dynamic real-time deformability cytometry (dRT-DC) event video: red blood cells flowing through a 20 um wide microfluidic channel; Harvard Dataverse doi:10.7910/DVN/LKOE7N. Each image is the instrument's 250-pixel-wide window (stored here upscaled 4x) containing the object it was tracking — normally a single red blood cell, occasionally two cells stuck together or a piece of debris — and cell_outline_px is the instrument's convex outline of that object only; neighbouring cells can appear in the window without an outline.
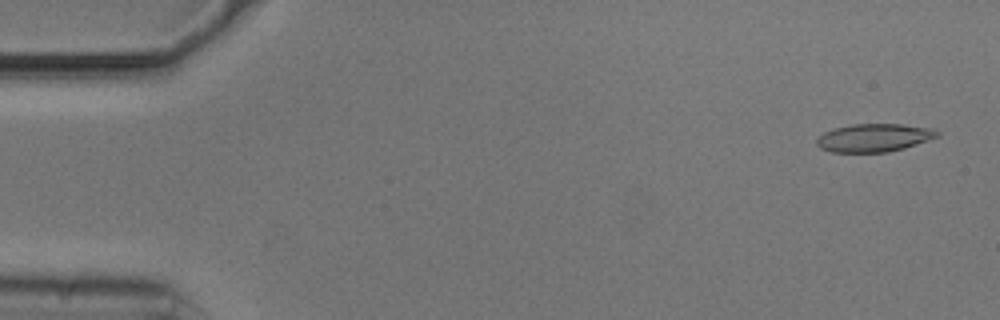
{"species": "common noctule bat (a hibernating species)", "species_latin": "Nyctalus noctula", "temperature_condition": "cold", "stored_images_in_passage": 54, "camera_frame_rate_fps": 3000, "um_per_image_px": 0.085, "animal": {"sex": "male", "body_mass_g": 20.5, "forearm_length_mm": 52.5}, "frame": {"image": 1, "passage_image": 2, "time_ms": 0.333, "image_size_px": [1000, 320], "cell_outline_px": [[940, 136], [904, 148], [888, 152], [832, 152], [820, 148], [816, 144], [816, 140], [824, 132], [832, 128], [852, 124], [900, 124], [928, 128], [940, 132]], "centroid_in_image_um": [74.26, 11.71], "position_along_channel_um": 10.7, "area_um2": 19.65}}
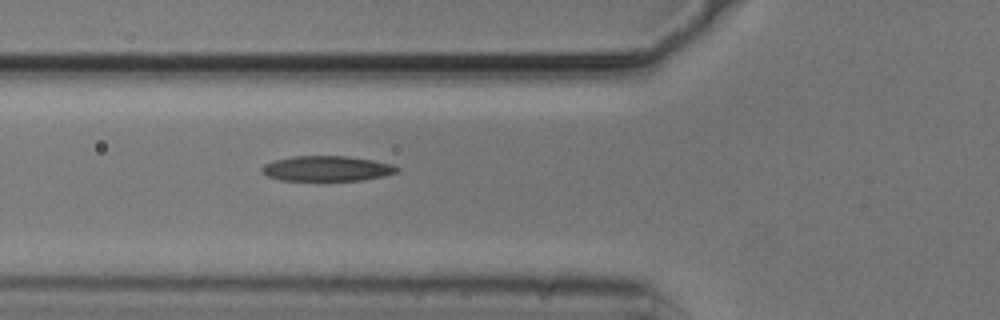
{"frame": {"image": 2, "passage_image": 19, "time_ms": 6.0, "image_size_px": [1000, 320], "cell_outline_px": [[400, 172], [384, 176], [364, 180], [280, 180], [268, 176], [260, 168], [264, 164], [272, 160], [292, 156], [348, 156], [372, 160], [392, 164], [400, 168]], "centroid_in_image_um": [27.81, 14.32], "position_along_channel_um": 98.0, "area_um2": 19.94}}
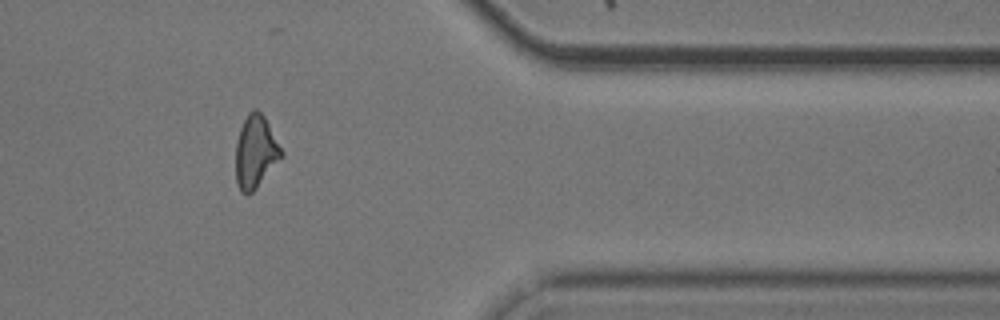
{"frame": {"image": 3, "passage_image": 44, "time_ms": 14.333, "image_size_px": [1000, 320], "cell_outline_px": [[284, 156], [256, 188], [252, 192], [240, 192], [236, 184], [236, 140], [240, 128], [248, 112], [252, 108], [256, 108], [264, 116], [284, 152]], "centroid_in_image_um": [21.73, 12.88], "position_along_channel_um": 389.7, "area_um2": 19.42}, "authors_computed_cell_mechanics": {"area_um2": 19.5942, "velocity_mm_per_s": 3.7287, "shape_relaxation_time_tau1_ms": 8.9047, "shape_relaxation_time_tau2_ms": 6.0378, "deformation_change_tau1": 0.2339, "deformation_change_tau2": 0.1708}}